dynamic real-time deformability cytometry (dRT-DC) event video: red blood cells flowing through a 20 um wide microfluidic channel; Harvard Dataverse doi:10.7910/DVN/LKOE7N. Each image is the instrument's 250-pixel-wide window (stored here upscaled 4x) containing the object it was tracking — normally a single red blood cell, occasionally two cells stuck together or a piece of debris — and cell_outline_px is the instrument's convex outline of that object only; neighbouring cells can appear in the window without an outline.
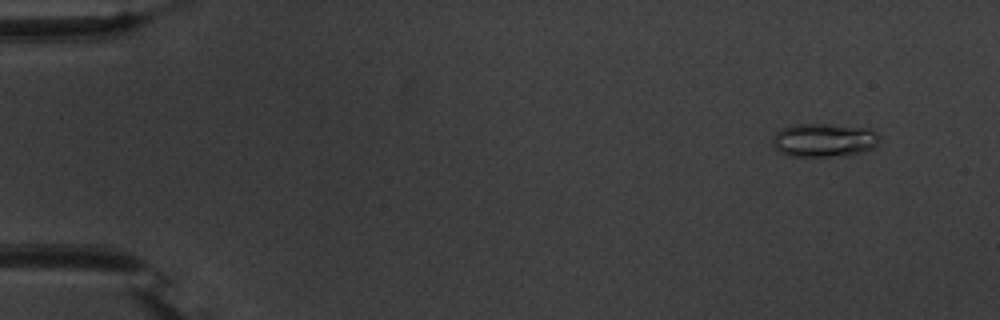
{"species": "common noctule bat (a hibernating species)", "species_latin": "Nyctalus noctula", "temperature_condition": "warm", "stored_images_in_passage": 55, "camera_frame_rate_fps": 3000, "um_per_image_px": 0.085, "animal": {"sex": "male", "body_mass_g": 20.1, "forearm_length_mm": 53.5}, "frame": {"image": 1, "passage_image": 5, "time_ms": 1.333, "image_size_px": [1000, 320], "cell_outline_px": [[880, 140], [872, 148], [864, 152], [848, 156], [788, 156], [780, 152], [772, 144], [772, 136], [780, 128], [796, 124], [828, 124], [868, 128], [876, 132]], "centroid_in_image_um": [70.02, 11.91], "position_along_channel_um": 15.0, "area_um2": 21.15}}
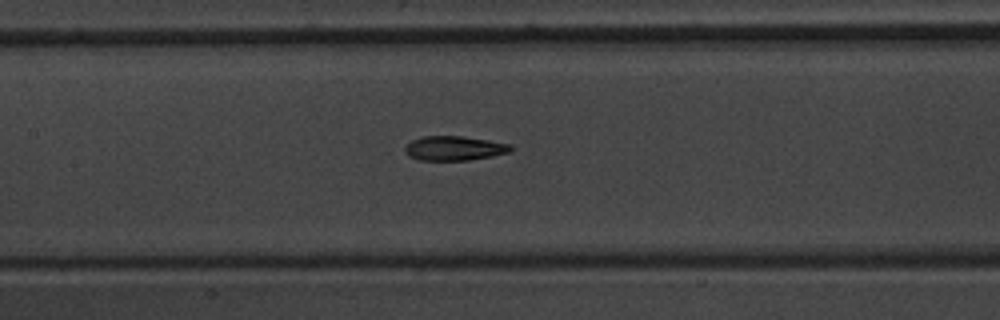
{"frame": {"image": 2, "passage_image": 27, "time_ms": 8.667, "image_size_px": [1000, 320], "cell_outline_px": [[512, 152], [492, 156], [468, 160], [420, 160], [408, 156], [404, 152], [404, 148], [412, 140], [424, 136], [464, 136], [512, 144]], "centroid_in_image_um": [38.63, 12.6], "position_along_channel_um": 168.8, "area_um2": 15.14}}
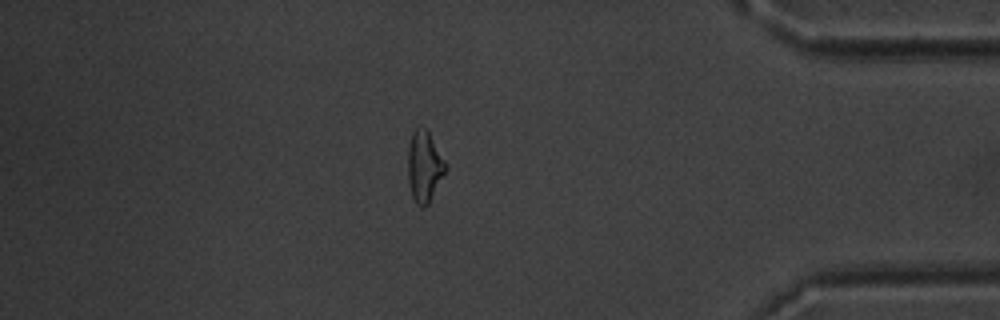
{"frame": {"image": 3, "passage_image": 48, "time_ms": 15.667, "image_size_px": [1000, 320], "cell_outline_px": [[448, 168], [428, 204], [424, 208], [416, 204], [412, 196], [408, 180], [408, 148], [412, 132], [420, 124], [428, 132], [448, 164]], "centroid_in_image_um": [36.08, 14.15], "position_along_channel_um": 399.1, "area_um2": 15.72}, "authors_computed_cell_mechanics": {"area_um2": 15.8372, "velocity_mm_per_s": 3.7314, "shape_relaxation_time_tau1_ms": 4.1373, "shape_relaxation_time_tau2_ms": 2.4219, "deformation_change_tau1": 0.1675, "deformation_change_tau2": 0.104}}